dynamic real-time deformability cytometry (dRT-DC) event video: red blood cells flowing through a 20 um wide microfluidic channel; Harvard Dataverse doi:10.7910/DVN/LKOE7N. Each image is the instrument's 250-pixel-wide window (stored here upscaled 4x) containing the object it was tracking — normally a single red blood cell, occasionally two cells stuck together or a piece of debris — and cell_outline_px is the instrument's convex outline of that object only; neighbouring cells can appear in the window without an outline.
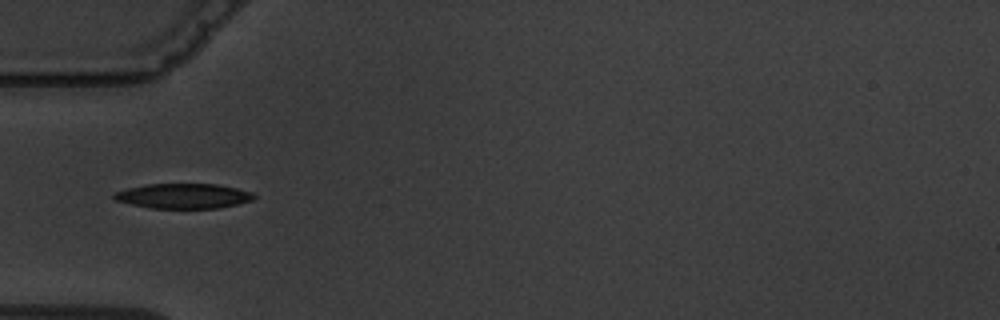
{"species": "common noctule bat (a hibernating species)", "species_latin": "Nyctalus noctula", "temperature_condition": "warm", "stored_images_in_passage": 4, "camera_frame_rate_fps": 3000, "um_per_image_px": 0.085, "animal": {"sex": "male", "body_mass_g": 19.5, "forearm_length_mm": 54.6}, "frame": {"image": 1, "passage_image": 1, "time_ms": 0.0, "image_size_px": [1000, 320], "cell_outline_px": [[256, 196], [252, 200], [236, 204], [216, 208], [152, 208], [132, 204], [116, 200], [112, 196], [112, 192], [128, 188], [148, 184], [216, 184], [236, 188], [252, 192]], "centroid_in_image_um": [15.57, 16.65], "position_along_channel_um": 69.4, "area_um2": 20.17}}
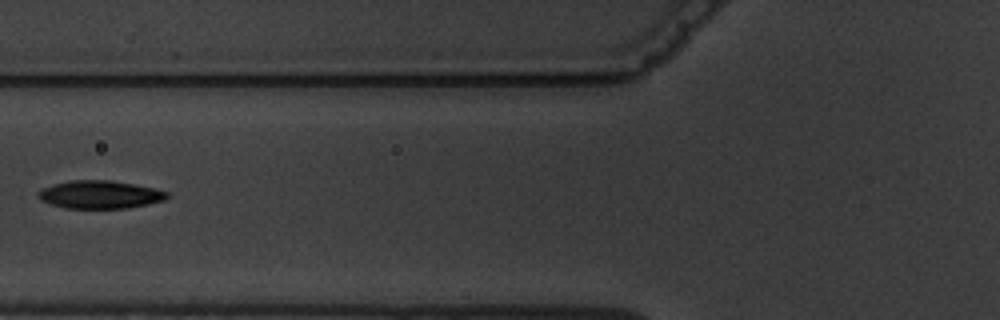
{"frame": {"image": 2, "passage_image": 2, "time_ms": 1.333, "image_size_px": [1000, 320], "cell_outline_px": [[168, 196], [164, 200], [148, 204], [128, 208], [64, 208], [40, 200], [36, 196], [36, 192], [52, 184], [72, 180], [112, 180], [152, 188], [168, 192]], "centroid_in_image_um": [8.45, 16.54], "position_along_channel_um": 117.4, "area_um2": 20.92}}
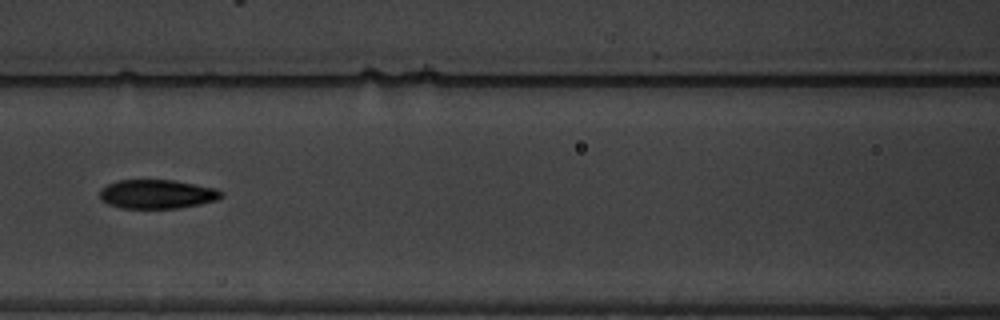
{"frame": {"image": 3, "passage_image": 3, "time_ms": 2.333, "image_size_px": [1000, 320], "cell_outline_px": [[224, 196], [216, 200], [200, 204], [176, 208], [120, 208], [108, 204], [100, 200], [100, 188], [116, 180], [172, 180], [216, 188], [224, 192]], "centroid_in_image_um": [13.34, 16.5], "position_along_channel_um": 153.3, "area_um2": 20.63}}